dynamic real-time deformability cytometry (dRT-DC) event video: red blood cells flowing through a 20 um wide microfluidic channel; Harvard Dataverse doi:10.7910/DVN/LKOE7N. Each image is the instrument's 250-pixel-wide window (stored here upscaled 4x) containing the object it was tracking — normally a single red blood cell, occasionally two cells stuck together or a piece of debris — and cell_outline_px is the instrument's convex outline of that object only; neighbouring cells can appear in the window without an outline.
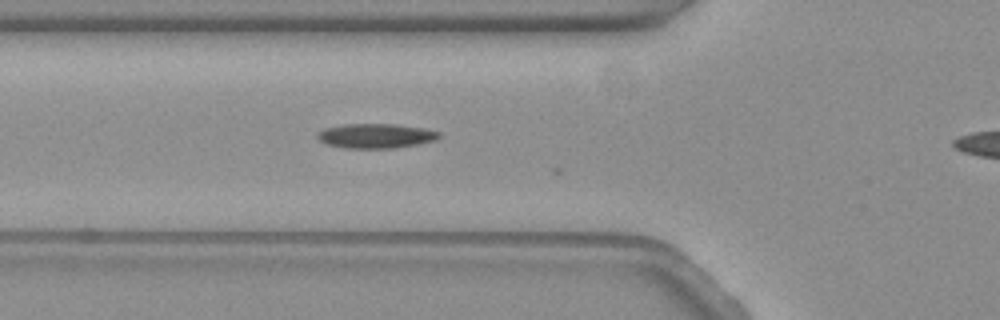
{"species": "common noctule bat (a hibernating species)", "species_latin": "Nyctalus noctula", "temperature_condition": "warm", "stored_images_in_passage": 10, "camera_frame_rate_fps": 3000, "um_per_image_px": 0.085, "animal": {"sex": "female", "body_mass_g": 19.3, "forearm_length_mm": 54.1}, "frame": {"image": 1, "passage_image": 2, "time_ms": 0.333, "image_size_px": [1000, 320], "cell_outline_px": [[440, 136], [436, 140], [420, 144], [396, 148], [344, 148], [328, 144], [320, 140], [316, 136], [316, 132], [324, 128], [344, 124], [392, 124], [424, 128], [440, 132]], "centroid_in_image_um": [31.94, 11.55], "position_along_channel_um": 93.9, "area_um2": 17.51}}
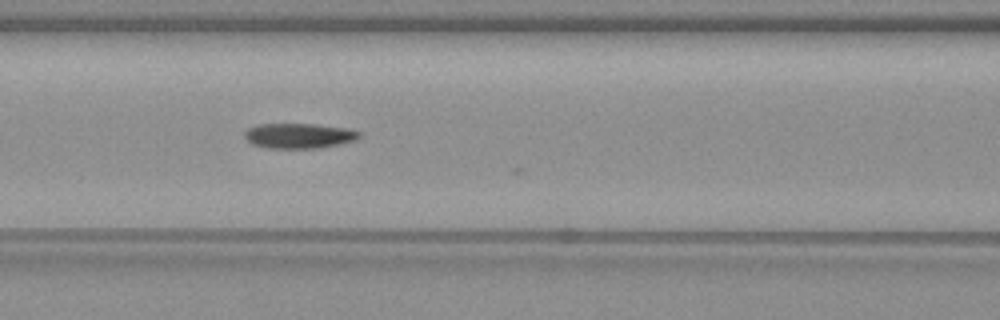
{"frame": {"image": 2, "passage_image": 6, "time_ms": 1.667, "image_size_px": [1000, 320], "cell_outline_px": [[360, 136], [356, 140], [340, 144], [316, 148], [268, 148], [252, 144], [244, 136], [244, 132], [248, 128], [256, 124], [316, 124], [344, 128], [360, 132]], "centroid_in_image_um": [25.38, 11.54], "position_along_channel_um": 141.2, "area_um2": 16.7}}